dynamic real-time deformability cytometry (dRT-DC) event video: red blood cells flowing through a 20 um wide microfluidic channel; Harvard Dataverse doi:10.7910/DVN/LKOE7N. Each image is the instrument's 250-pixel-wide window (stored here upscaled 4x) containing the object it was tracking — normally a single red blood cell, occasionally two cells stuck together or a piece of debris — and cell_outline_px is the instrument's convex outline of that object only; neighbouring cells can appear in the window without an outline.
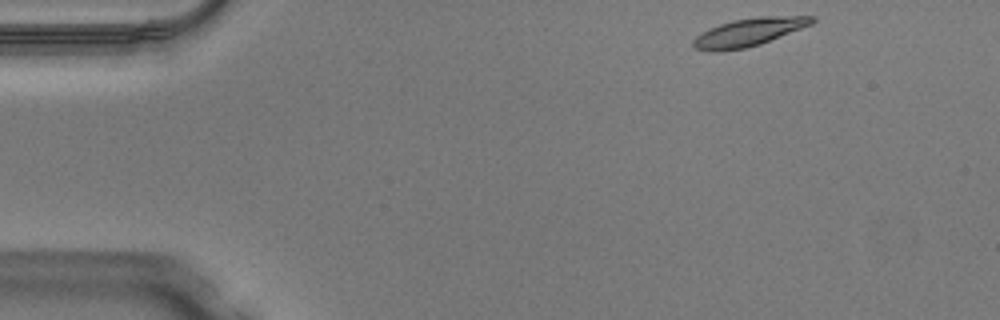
{"species": "Egyptian fruit bat (a non-hibernating species)", "species_latin": "Rousettus aegyptiacus", "temperature_condition": "warm", "stored_images_in_passage": 45, "camera_frame_rate_fps": 3000, "um_per_image_px": 0.085, "animal": {"sex": "male"}, "frame": {"image": 1, "passage_image": 1, "time_ms": 0.0, "image_size_px": [1000, 320], "cell_outline_px": [[816, 20], [812, 24], [760, 44], [744, 48], [716, 52], [712, 52], [692, 48], [692, 40], [696, 36], [708, 28], [732, 20], [760, 16], [816, 16]], "centroid_in_image_um": [63.61, 2.74], "position_along_channel_um": 21.4, "area_um2": 19.42}}
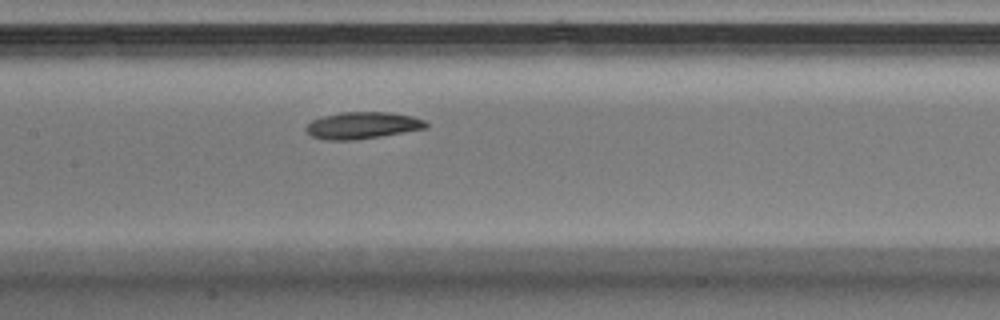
{"frame": {"image": 2, "passage_image": 19, "time_ms": 6.0, "image_size_px": [1000, 320], "cell_outline_px": [[428, 128], [380, 136], [352, 140], [324, 140], [312, 136], [304, 128], [312, 120], [324, 116], [340, 112], [392, 112], [412, 116], [424, 120], [428, 124]], "centroid_in_image_um": [30.82, 10.65], "position_along_channel_um": 176.6, "area_um2": 18.73}}
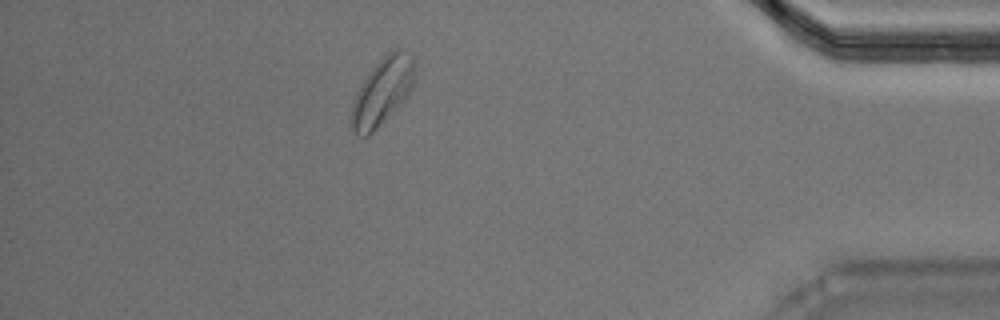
{"frame": {"image": 3, "passage_image": 39, "time_ms": 12.667, "image_size_px": [1000, 320], "cell_outline_px": [[416, 56], [412, 84], [404, 100], [368, 136], [356, 136], [352, 132], [348, 124], [352, 100], [356, 92], [368, 72], [388, 52], [396, 48]], "centroid_in_image_um": [32.43, 7.79], "position_along_channel_um": 402.8, "area_um2": 24.91}, "authors_computed_cell_mechanics": {"area_um2": 19.363, "velocity_mm_per_s": 4.0302, "shape_relaxation_time_tau1_ms": 2.9153, "shape_relaxation_time_tau2_ms": 5.1591, "deformation_change_tau1": 0.1207, "deformation_change_tau2": 0.0828}}